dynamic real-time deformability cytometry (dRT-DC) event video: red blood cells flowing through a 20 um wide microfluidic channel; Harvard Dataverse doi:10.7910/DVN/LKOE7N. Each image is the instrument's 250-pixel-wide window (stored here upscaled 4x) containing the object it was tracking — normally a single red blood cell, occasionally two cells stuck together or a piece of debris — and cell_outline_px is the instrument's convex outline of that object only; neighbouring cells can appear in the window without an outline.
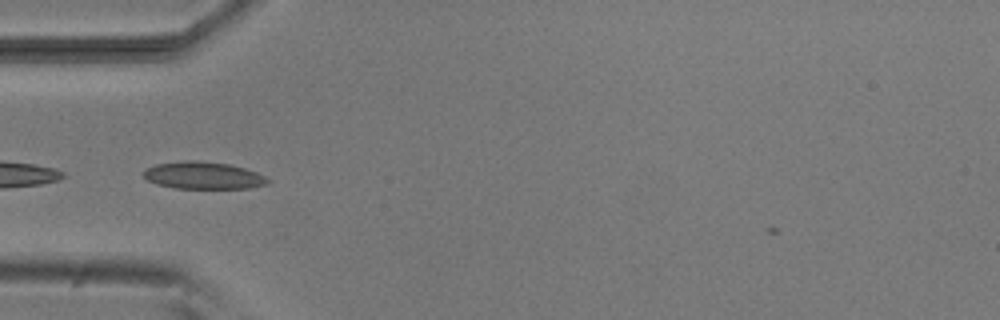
{"species": "common noctule bat (a hibernating species)", "species_latin": "Nyctalus noctula", "temperature_condition": "room temperature", "stored_images_in_passage": 8, "camera_frame_rate_fps": 3000, "um_per_image_px": 0.085, "animal": {"sex": "male", "body_mass_g": 20.5, "forearm_length_mm": 52.5}, "frame": {"image": 1, "passage_image": 3, "time_ms": 0.667, "image_size_px": [1000, 320], "cell_outline_px": [[268, 184], [248, 188], [176, 188], [156, 184], [148, 180], [144, 176], [144, 172], [148, 168], [156, 164], [184, 160], [196, 160], [228, 164], [244, 168], [256, 172], [264, 176], [268, 180]], "centroid_in_image_um": [17.27, 14.91], "position_along_channel_um": 67.7, "area_um2": 19.48}}
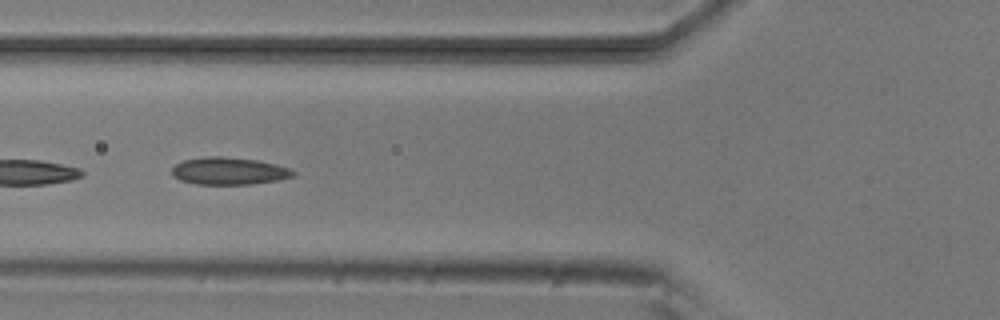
{"frame": {"image": 2, "passage_image": 6, "time_ms": 1.667, "image_size_px": [1000, 320], "cell_outline_px": [[296, 172], [292, 176], [276, 180], [252, 184], [196, 184], [180, 180], [172, 176], [172, 168], [176, 164], [184, 160], [208, 156], [220, 156], [256, 160], [276, 164], [288, 168]], "centroid_in_image_um": [19.42, 14.53], "position_along_channel_um": 106.4, "area_um2": 19.13}}